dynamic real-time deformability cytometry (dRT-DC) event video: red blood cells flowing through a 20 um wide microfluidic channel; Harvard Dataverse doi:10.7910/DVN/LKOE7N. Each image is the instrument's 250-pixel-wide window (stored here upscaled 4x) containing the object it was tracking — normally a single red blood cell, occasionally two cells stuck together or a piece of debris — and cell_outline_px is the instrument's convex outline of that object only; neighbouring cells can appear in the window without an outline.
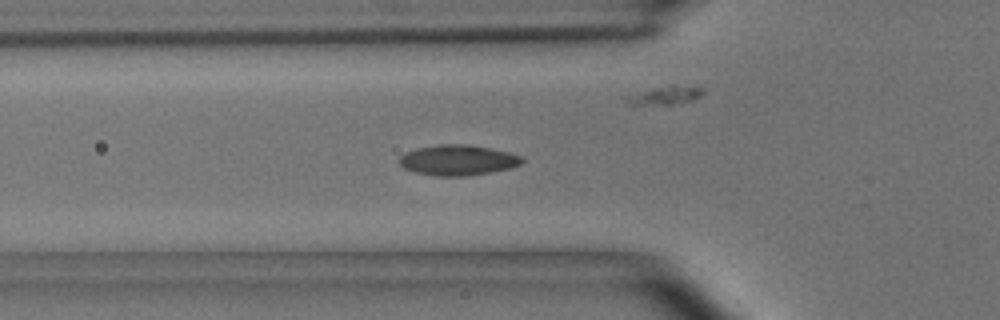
{"species": "common noctule bat (a hibernating species)", "species_latin": "Nyctalus noctula", "temperature_condition": "room temperature", "stored_images_in_passage": 35, "camera_frame_rate_fps": 3000, "um_per_image_px": 0.085, "animal": {"sex": "male", "body_mass_g": 15.6}, "frame": {"image": 1, "passage_image": 3, "time_ms": 0.667, "image_size_px": [1000, 320], "cell_outline_px": [[524, 160], [520, 164], [512, 168], [492, 172], [464, 176], [436, 176], [416, 172], [404, 168], [396, 160], [404, 152], [416, 148], [440, 144], [464, 144], [492, 148], [508, 152], [520, 156]], "centroid_in_image_um": [38.89, 13.61], "position_along_channel_um": 86.9, "area_um2": 21.91}}
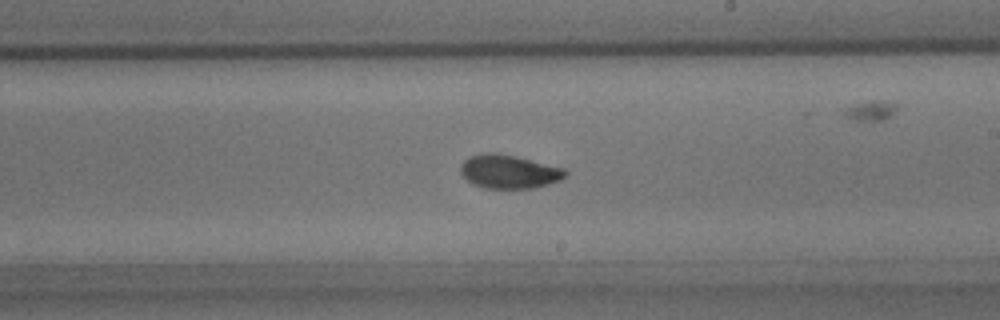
{"frame": {"image": 2, "passage_image": 16, "time_ms": 5.0, "image_size_px": [1000, 320], "cell_outline_px": [[568, 172], [560, 180], [548, 184], [532, 188], [484, 188], [472, 184], [460, 172], [460, 168], [464, 160], [472, 156], [484, 152], [496, 152], [564, 168]], "centroid_in_image_um": [43.24, 14.59], "position_along_channel_um": 245.8, "area_um2": 20.29}}
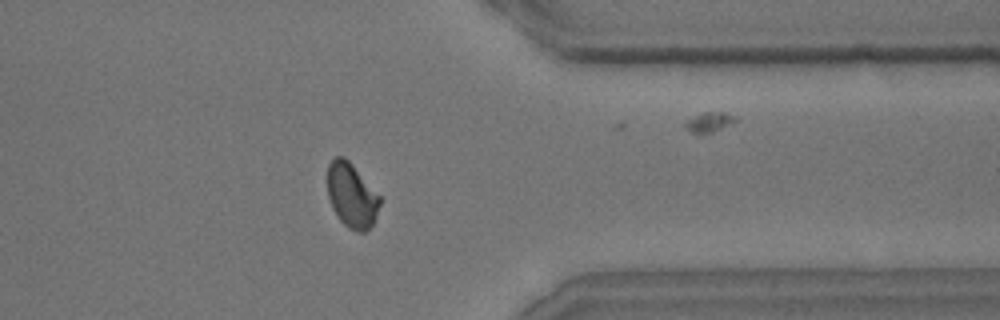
{"frame": {"image": 3, "passage_image": 28, "time_ms": 9.0, "image_size_px": [1000, 320], "cell_outline_px": [[380, 204], [376, 216], [372, 224], [364, 232], [356, 232], [348, 228], [336, 216], [332, 208], [328, 196], [328, 164], [336, 156], [344, 156], [348, 160], [380, 196]], "centroid_in_image_um": [29.88, 16.62], "position_along_channel_um": 381.5, "area_um2": 19.54}, "authors_computed_cell_mechanics": {"area_um2": 20.23, "velocity_mm_per_s": 3.6477, "shape_relaxation_time_tau1_ms": 3.745, "shape_relaxation_time_tau2_ms": 0.7198, "deformation_change_tau1": 0.118, "deformation_change_tau2": 0.0483}}